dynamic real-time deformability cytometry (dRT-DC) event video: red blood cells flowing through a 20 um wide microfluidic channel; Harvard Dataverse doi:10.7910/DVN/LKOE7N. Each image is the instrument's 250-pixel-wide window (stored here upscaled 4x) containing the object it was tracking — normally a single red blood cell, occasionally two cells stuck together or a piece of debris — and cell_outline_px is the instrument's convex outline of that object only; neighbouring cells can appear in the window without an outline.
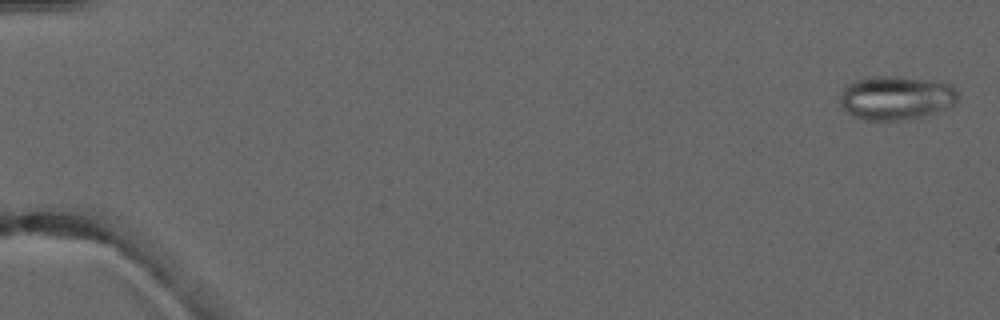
{"species": "common noctule bat (a hibernating species)", "species_latin": "Nyctalus noctula", "temperature_condition": "warm", "stored_images_in_passage": 4, "camera_frame_rate_fps": 3000, "um_per_image_px": 0.085, "animal": {"sex": "male", "forearm_length_mm": 52.5}, "frame": {"image": 1, "passage_image": 1, "time_ms": 0.0, "image_size_px": [1000, 320], "cell_outline_px": [[960, 96], [956, 104], [948, 108], [936, 112], [904, 120], [864, 120], [852, 116], [840, 104], [840, 92], [848, 84], [856, 80], [872, 76], [896, 76], [928, 80], [952, 84], [956, 88]], "centroid_in_image_um": [76.19, 8.31], "position_along_channel_um": 8.8, "area_um2": 30.4}}